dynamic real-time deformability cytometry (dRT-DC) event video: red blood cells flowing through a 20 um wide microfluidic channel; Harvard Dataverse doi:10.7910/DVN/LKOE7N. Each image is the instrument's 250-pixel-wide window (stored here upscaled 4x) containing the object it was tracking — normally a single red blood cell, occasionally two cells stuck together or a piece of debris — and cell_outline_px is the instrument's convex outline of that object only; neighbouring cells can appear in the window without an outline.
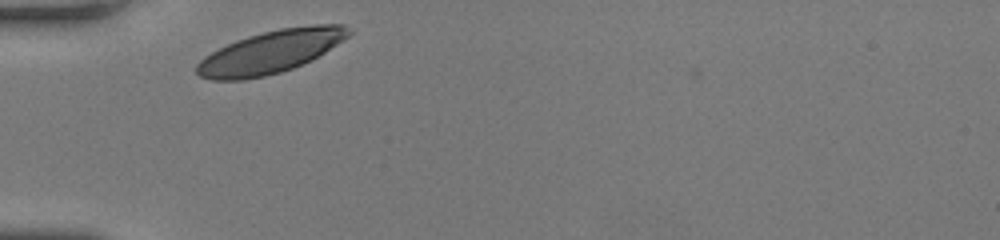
{"species": "human", "species_latin": "Homo sapiens", "temperature_condition": "room temperature", "stored_images_in_passage": 27, "camera_frame_rate_fps": 3000, "um_per_image_px": 0.085, "donor": {"sex": "female"}, "frame": {"image": 1, "passage_image": 1, "time_ms": 0.0, "image_size_px": [1000, 240], "cell_outline_px": [[352, 32], [348, 36], [324, 52], [292, 68], [280, 72], [264, 76], [244, 80], [212, 80], [200, 76], [196, 72], [196, 64], [204, 56], [236, 40], [248, 36], [280, 28], [316, 24], [344, 24]], "centroid_in_image_um": [22.97, 4.41], "position_along_channel_um": 62.0, "area_um2": 37.28}}
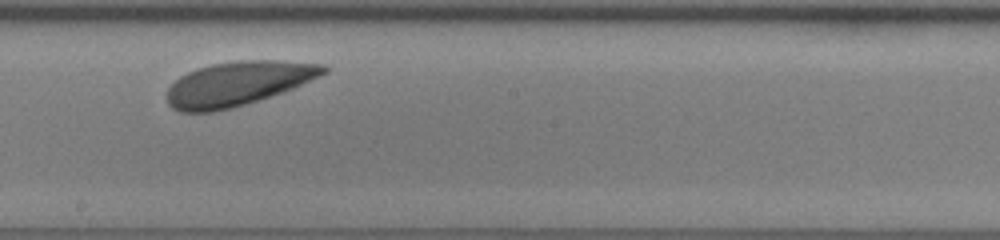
{"frame": {"image": 2, "passage_image": 15, "time_ms": 4.667, "image_size_px": [1000, 240], "cell_outline_px": [[328, 72], [320, 76], [284, 92], [232, 108], [212, 112], [180, 112], [172, 108], [168, 104], [168, 88], [180, 76], [196, 68], [212, 64], [236, 60], [280, 60], [324, 64], [328, 68]], "centroid_in_image_um": [20.24, 7.1], "position_along_channel_um": 228.0, "area_um2": 40.4}}
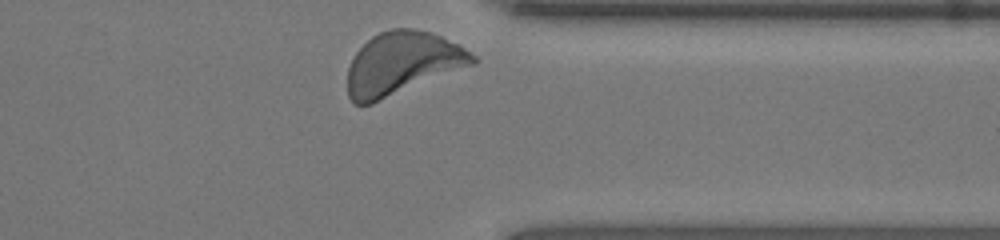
{"frame": {"image": 3, "passage_image": 27, "time_ms": 8.667, "image_size_px": [1000, 240], "cell_outline_px": [[480, 60], [476, 64], [372, 104], [356, 104], [348, 96], [348, 68], [356, 52], [372, 36], [380, 32], [392, 28], [416, 28], [440, 36], [464, 48], [476, 56]], "centroid_in_image_um": [34.21, 5.4], "position_along_channel_um": 377.2, "area_um2": 45.72}, "authors_computed_cell_mechanics": {"area_um2": 39.9398, "velocity_mm_per_s": 3.7317, "shape_relaxation_time_tau1_ms": 1.2515, "shape_relaxation_time_tau2_ms": null, "deformation_change_tau1": 0.0775, "deformation_change_tau2": null}}